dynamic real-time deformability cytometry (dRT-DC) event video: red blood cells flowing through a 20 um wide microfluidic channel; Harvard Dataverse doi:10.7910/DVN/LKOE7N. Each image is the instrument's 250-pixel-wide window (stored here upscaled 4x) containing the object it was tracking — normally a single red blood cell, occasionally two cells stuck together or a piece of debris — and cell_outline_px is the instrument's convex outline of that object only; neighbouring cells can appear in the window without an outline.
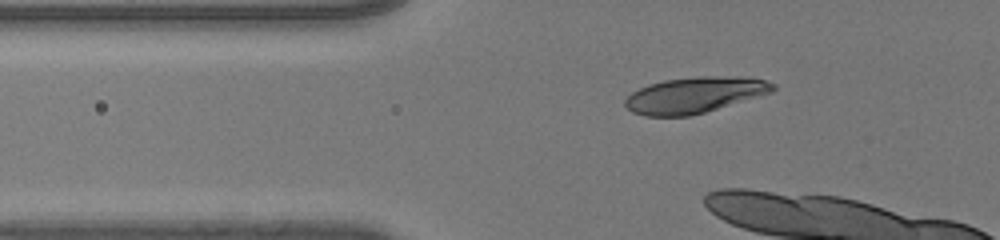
{"species": "human", "species_latin": "Homo sapiens", "temperature_condition": "room temperature", "stored_images_in_passage": 8, "camera_frame_rate_fps": 3000, "um_per_image_px": 0.085, "donor": {"sex": "male"}, "frame": {"image": 1, "passage_image": 2, "time_ms": 0.333, "image_size_px": [1000, 240], "cell_outline_px": [[776, 88], [772, 92], [704, 112], [688, 116], [644, 116], [632, 112], [624, 104], [624, 100], [632, 92], [648, 84], [664, 80], [700, 76], [716, 76], [764, 80], [776, 84]], "centroid_in_image_um": [58.98, 8.08], "position_along_channel_um": 66.8, "area_um2": 30.46}}
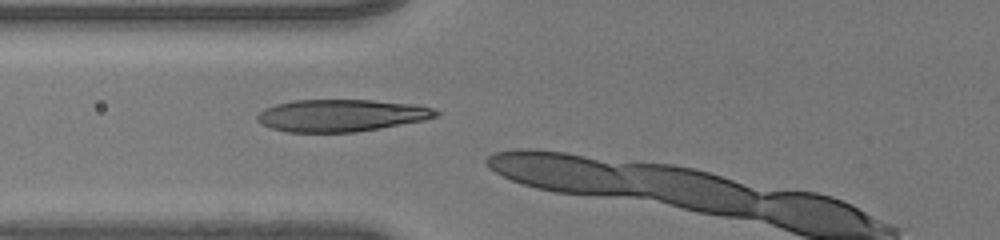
{"frame": {"image": 2, "passage_image": 6, "time_ms": 1.667, "image_size_px": [1000, 240], "cell_outline_px": [[440, 116], [424, 120], [380, 128], [356, 132], [288, 132], [272, 128], [256, 120], [256, 116], [264, 108], [276, 104], [292, 100], [372, 100], [416, 104], [432, 108], [440, 112]], "centroid_in_image_um": [29.03, 9.8], "position_along_channel_um": 96.8, "area_um2": 33.52}}